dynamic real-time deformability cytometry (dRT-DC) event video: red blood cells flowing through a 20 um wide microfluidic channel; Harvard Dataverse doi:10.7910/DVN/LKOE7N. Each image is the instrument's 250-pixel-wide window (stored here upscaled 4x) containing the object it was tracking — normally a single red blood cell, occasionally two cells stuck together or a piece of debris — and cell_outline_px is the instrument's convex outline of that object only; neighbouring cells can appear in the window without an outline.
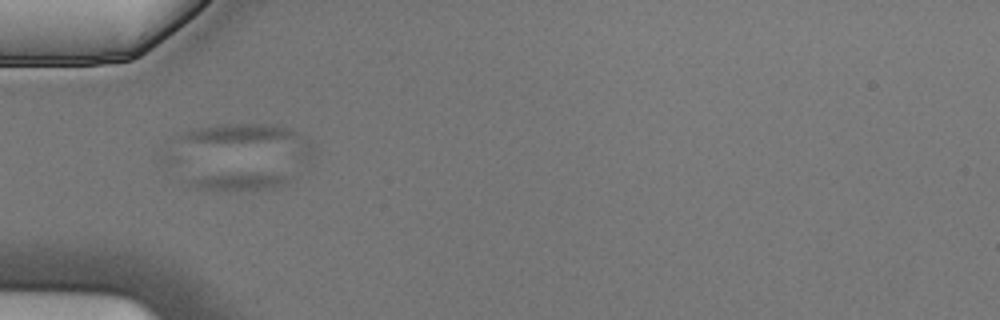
{"species": "Egyptian fruit bat (a non-hibernating species)", "species_latin": "Rousettus aegyptiacus", "temperature_condition": "cold", "stored_images_in_passage": 13, "camera_frame_rate_fps": 3000, "um_per_image_px": 0.085, "animal": {"sex": "male"}, "frame": {"image": 1, "passage_image": 3, "time_ms": 0.667, "image_size_px": [1000, 320], "cell_outline_px": [[296, 176], [284, 184], [272, 188], [232, 192], [216, 192], [188, 188], [188, 180], [204, 176], [292, 172]], "centroid_in_image_um": [20.41, 15.47], "position_along_channel_um": 64.6, "area_um2": 11.04}}